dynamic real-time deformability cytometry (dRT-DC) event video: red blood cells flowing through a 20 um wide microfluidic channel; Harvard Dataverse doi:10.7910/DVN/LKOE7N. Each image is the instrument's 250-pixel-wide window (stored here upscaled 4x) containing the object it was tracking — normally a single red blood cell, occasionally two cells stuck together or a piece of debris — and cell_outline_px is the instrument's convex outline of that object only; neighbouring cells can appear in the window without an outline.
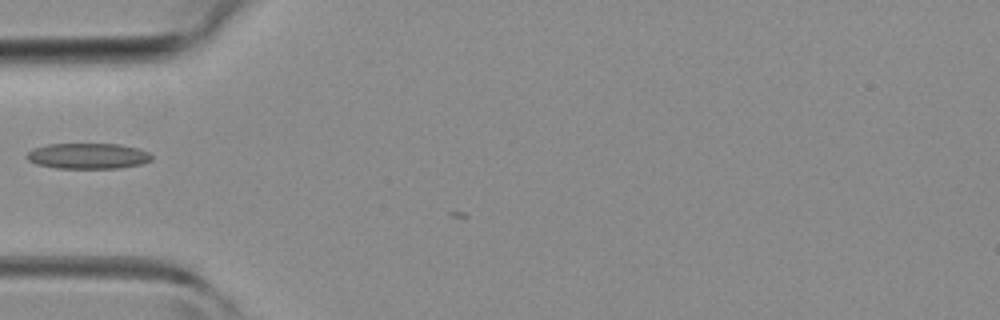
{"species": "common noctule bat (a hibernating species)", "species_latin": "Nyctalus noctula", "temperature_condition": "room temperature", "stored_images_in_passage": 7, "camera_frame_rate_fps": 3000, "um_per_image_px": 0.085, "animal": {"sex": "female", "body_mass_g": 19.3, "forearm_length_mm": 54.1}, "frame": {"image": 1, "passage_image": 2, "time_ms": 0.333, "image_size_px": [1000, 320], "cell_outline_px": [[152, 160], [144, 164], [120, 168], [56, 168], [36, 164], [28, 160], [24, 156], [32, 148], [48, 144], [120, 144], [136, 148], [148, 152], [152, 156]], "centroid_in_image_um": [7.46, 13.26], "position_along_channel_um": 77.5, "area_um2": 18.84}}
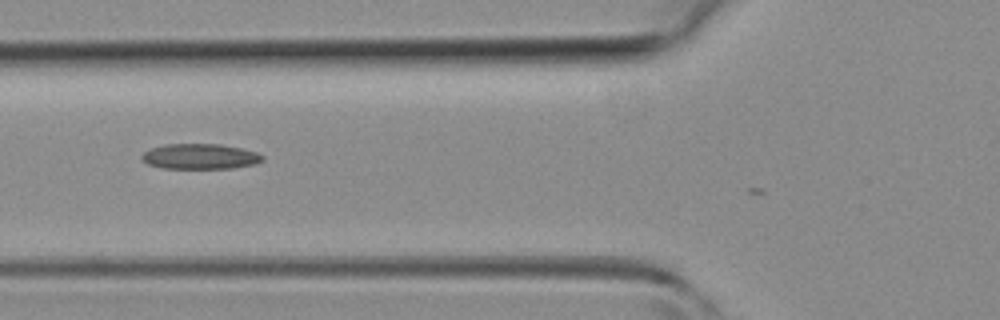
{"frame": {"image": 2, "passage_image": 4, "time_ms": 1.0, "image_size_px": [1000, 320], "cell_outline_px": [[264, 160], [256, 164], [232, 168], [164, 168], [148, 164], [140, 160], [140, 156], [144, 152], [152, 148], [164, 144], [220, 144], [240, 148], [256, 152], [264, 156]], "centroid_in_image_um": [17.0, 13.3], "position_along_channel_um": 108.8, "area_um2": 17.86}}
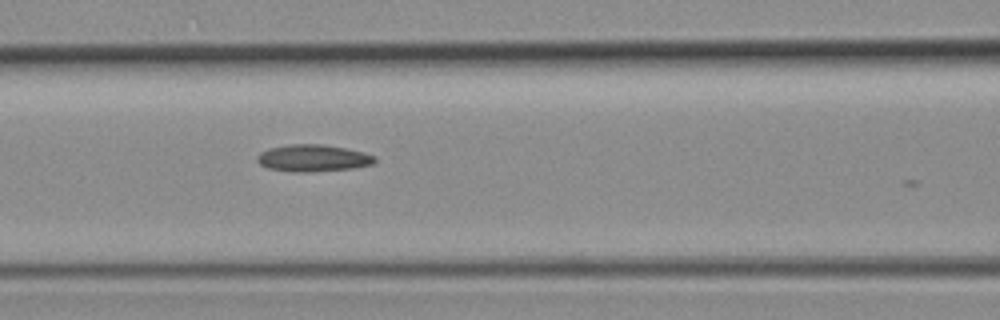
{"frame": {"image": 3, "passage_image": 6, "time_ms": 1.667, "image_size_px": [1000, 320], "cell_outline_px": [[376, 160], [372, 164], [352, 168], [308, 172], [292, 172], [268, 168], [260, 164], [256, 160], [256, 156], [260, 152], [268, 148], [288, 144], [320, 144], [344, 148], [364, 152], [376, 156]], "centroid_in_image_um": [26.57, 13.43], "position_along_channel_um": 140.0, "area_um2": 18.5}}